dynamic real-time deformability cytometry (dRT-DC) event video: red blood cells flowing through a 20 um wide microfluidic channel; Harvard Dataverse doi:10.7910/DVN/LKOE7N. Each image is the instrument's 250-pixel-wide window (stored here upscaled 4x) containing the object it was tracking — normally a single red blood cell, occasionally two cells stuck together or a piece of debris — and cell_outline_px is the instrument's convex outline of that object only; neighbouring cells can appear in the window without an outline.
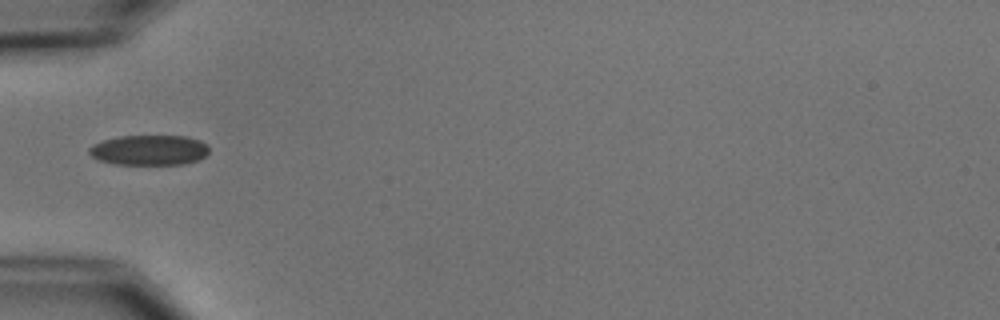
{"species": "common noctule bat (a hibernating species)", "species_latin": "Nyctalus noctula", "temperature_condition": "cold", "stored_images_in_passage": 1, "camera_frame_rate_fps": 3000, "um_per_image_px": 0.085, "animal": {"sex": "male", "body_mass_g": 15.6}, "frame": {"image": 1, "passage_image": 1, "time_ms": 0.0, "image_size_px": [1000, 320], "cell_outline_px": [[208, 152], [204, 156], [196, 160], [184, 164], [116, 164], [100, 160], [92, 156], [88, 152], [88, 148], [92, 144], [104, 140], [120, 136], [184, 136], [200, 140], [208, 144]], "centroid_in_image_um": [12.68, 12.75], "position_along_channel_um": 72.3, "area_um2": 20.98}}